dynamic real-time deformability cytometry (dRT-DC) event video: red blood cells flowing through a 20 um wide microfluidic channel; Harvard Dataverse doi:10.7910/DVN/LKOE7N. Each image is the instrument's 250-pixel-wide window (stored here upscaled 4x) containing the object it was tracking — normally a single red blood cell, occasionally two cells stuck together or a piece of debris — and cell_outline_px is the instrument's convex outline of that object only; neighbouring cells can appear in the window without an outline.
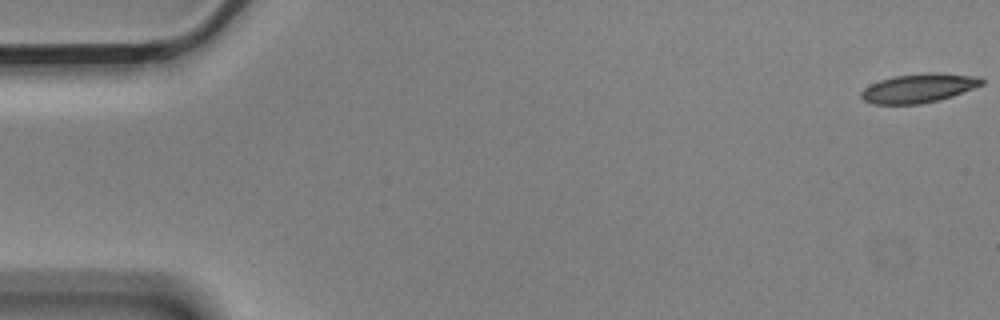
{"species": "Egyptian fruit bat (a non-hibernating species)", "species_latin": "Rousettus aegyptiacus", "temperature_condition": "cold", "stored_images_in_passage": 13, "camera_frame_rate_fps": 3000, "um_per_image_px": 0.085, "animal": {"sex": "male"}, "frame": {"image": 1, "passage_image": 1, "time_ms": 0.0, "image_size_px": [1000, 320], "cell_outline_px": [[984, 84], [952, 96], [940, 100], [920, 104], [872, 104], [864, 100], [860, 96], [860, 92], [864, 88], [880, 80], [892, 76], [928, 72], [940, 72], [980, 76], [984, 80]], "centroid_in_image_um": [78.12, 7.48], "position_along_channel_um": 6.9, "area_um2": 20.63}}
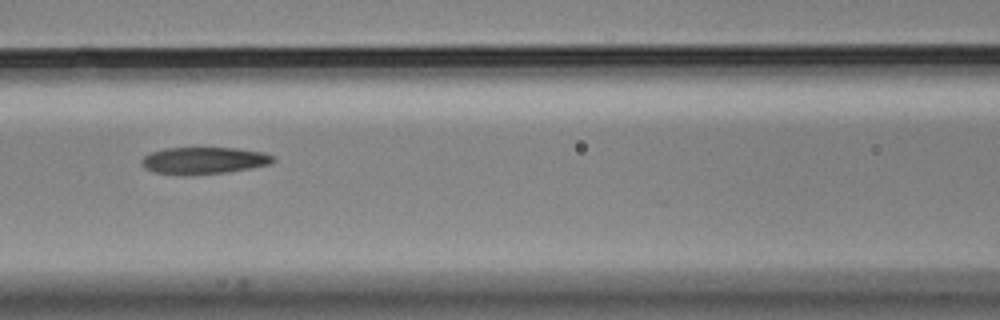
{"frame": {"image": 2, "passage_image": 7, "time_ms": 2.0, "image_size_px": [1000, 320], "cell_outline_px": [[276, 160], [272, 164], [228, 172], [192, 176], [176, 176], [152, 172], [144, 168], [140, 160], [148, 152], [164, 148], [236, 148], [264, 152], [276, 156]], "centroid_in_image_um": [17.3, 13.66], "position_along_channel_um": 149.3, "area_um2": 21.39}}
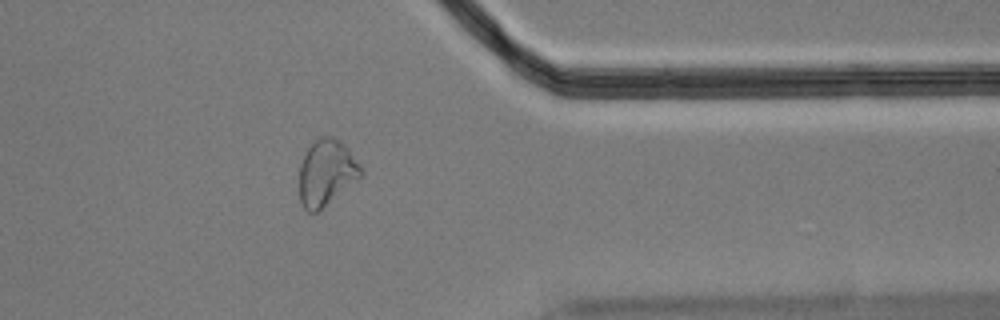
{"frame": {"image": 3, "passage_image": 13, "time_ms": 4.0, "image_size_px": [1000, 320], "cell_outline_px": [[364, 172], [360, 176], [320, 212], [308, 212], [304, 208], [300, 200], [300, 164], [308, 148], [320, 136], [332, 136], [344, 144], [348, 148], [360, 164]], "centroid_in_image_um": [27.75, 14.69], "position_along_channel_um": 383.7, "area_um2": 23.58}}